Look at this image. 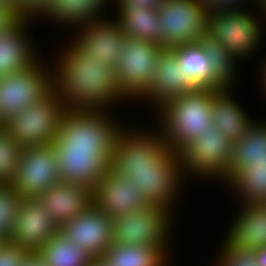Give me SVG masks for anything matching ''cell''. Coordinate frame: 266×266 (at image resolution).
I'll use <instances>...</instances> for the list:
<instances>
[{
    "instance_id": "obj_20",
    "label": "cell",
    "mask_w": 266,
    "mask_h": 266,
    "mask_svg": "<svg viewBox=\"0 0 266 266\" xmlns=\"http://www.w3.org/2000/svg\"><path fill=\"white\" fill-rule=\"evenodd\" d=\"M36 199L61 228L93 205V190L60 181Z\"/></svg>"
},
{
    "instance_id": "obj_45",
    "label": "cell",
    "mask_w": 266,
    "mask_h": 266,
    "mask_svg": "<svg viewBox=\"0 0 266 266\" xmlns=\"http://www.w3.org/2000/svg\"><path fill=\"white\" fill-rule=\"evenodd\" d=\"M259 2H260V6L262 5L263 6L262 8H265V11H266V0H259Z\"/></svg>"
},
{
    "instance_id": "obj_5",
    "label": "cell",
    "mask_w": 266,
    "mask_h": 266,
    "mask_svg": "<svg viewBox=\"0 0 266 266\" xmlns=\"http://www.w3.org/2000/svg\"><path fill=\"white\" fill-rule=\"evenodd\" d=\"M163 47L145 40L125 39L116 70L117 85L124 97L143 98L150 87Z\"/></svg>"
},
{
    "instance_id": "obj_15",
    "label": "cell",
    "mask_w": 266,
    "mask_h": 266,
    "mask_svg": "<svg viewBox=\"0 0 266 266\" xmlns=\"http://www.w3.org/2000/svg\"><path fill=\"white\" fill-rule=\"evenodd\" d=\"M59 231V226L36 198H23L9 241L30 254L37 253Z\"/></svg>"
},
{
    "instance_id": "obj_17",
    "label": "cell",
    "mask_w": 266,
    "mask_h": 266,
    "mask_svg": "<svg viewBox=\"0 0 266 266\" xmlns=\"http://www.w3.org/2000/svg\"><path fill=\"white\" fill-rule=\"evenodd\" d=\"M93 205L112 220L149 206L141 191L111 168L93 189Z\"/></svg>"
},
{
    "instance_id": "obj_38",
    "label": "cell",
    "mask_w": 266,
    "mask_h": 266,
    "mask_svg": "<svg viewBox=\"0 0 266 266\" xmlns=\"http://www.w3.org/2000/svg\"><path fill=\"white\" fill-rule=\"evenodd\" d=\"M119 7H128L134 5L135 8L142 9L144 7L158 10L164 0H116Z\"/></svg>"
},
{
    "instance_id": "obj_21",
    "label": "cell",
    "mask_w": 266,
    "mask_h": 266,
    "mask_svg": "<svg viewBox=\"0 0 266 266\" xmlns=\"http://www.w3.org/2000/svg\"><path fill=\"white\" fill-rule=\"evenodd\" d=\"M197 88L184 77L182 65L179 63L173 48H163L157 60L154 79L144 99H151L159 109L169 101L191 92ZM155 100V101H154Z\"/></svg>"
},
{
    "instance_id": "obj_19",
    "label": "cell",
    "mask_w": 266,
    "mask_h": 266,
    "mask_svg": "<svg viewBox=\"0 0 266 266\" xmlns=\"http://www.w3.org/2000/svg\"><path fill=\"white\" fill-rule=\"evenodd\" d=\"M222 179L238 190L243 202L266 203V155L233 153L228 173Z\"/></svg>"
},
{
    "instance_id": "obj_12",
    "label": "cell",
    "mask_w": 266,
    "mask_h": 266,
    "mask_svg": "<svg viewBox=\"0 0 266 266\" xmlns=\"http://www.w3.org/2000/svg\"><path fill=\"white\" fill-rule=\"evenodd\" d=\"M61 181L53 145L24 148L12 186L22 198H36Z\"/></svg>"
},
{
    "instance_id": "obj_39",
    "label": "cell",
    "mask_w": 266,
    "mask_h": 266,
    "mask_svg": "<svg viewBox=\"0 0 266 266\" xmlns=\"http://www.w3.org/2000/svg\"><path fill=\"white\" fill-rule=\"evenodd\" d=\"M17 18L8 9L0 6V34L7 30Z\"/></svg>"
},
{
    "instance_id": "obj_34",
    "label": "cell",
    "mask_w": 266,
    "mask_h": 266,
    "mask_svg": "<svg viewBox=\"0 0 266 266\" xmlns=\"http://www.w3.org/2000/svg\"><path fill=\"white\" fill-rule=\"evenodd\" d=\"M220 253L218 266H259L256 250L230 248L224 242Z\"/></svg>"
},
{
    "instance_id": "obj_2",
    "label": "cell",
    "mask_w": 266,
    "mask_h": 266,
    "mask_svg": "<svg viewBox=\"0 0 266 266\" xmlns=\"http://www.w3.org/2000/svg\"><path fill=\"white\" fill-rule=\"evenodd\" d=\"M214 88H199L186 92L159 109L162 136L173 151L201 136L212 120Z\"/></svg>"
},
{
    "instance_id": "obj_47",
    "label": "cell",
    "mask_w": 266,
    "mask_h": 266,
    "mask_svg": "<svg viewBox=\"0 0 266 266\" xmlns=\"http://www.w3.org/2000/svg\"><path fill=\"white\" fill-rule=\"evenodd\" d=\"M4 125V122L1 120V117H0V126Z\"/></svg>"
},
{
    "instance_id": "obj_33",
    "label": "cell",
    "mask_w": 266,
    "mask_h": 266,
    "mask_svg": "<svg viewBox=\"0 0 266 266\" xmlns=\"http://www.w3.org/2000/svg\"><path fill=\"white\" fill-rule=\"evenodd\" d=\"M233 153L244 156L266 155V125L253 124L246 135L233 143Z\"/></svg>"
},
{
    "instance_id": "obj_31",
    "label": "cell",
    "mask_w": 266,
    "mask_h": 266,
    "mask_svg": "<svg viewBox=\"0 0 266 266\" xmlns=\"http://www.w3.org/2000/svg\"><path fill=\"white\" fill-rule=\"evenodd\" d=\"M23 150L5 127L0 126V185H12Z\"/></svg>"
},
{
    "instance_id": "obj_46",
    "label": "cell",
    "mask_w": 266,
    "mask_h": 266,
    "mask_svg": "<svg viewBox=\"0 0 266 266\" xmlns=\"http://www.w3.org/2000/svg\"><path fill=\"white\" fill-rule=\"evenodd\" d=\"M6 240H4L3 238L0 237V247L4 244Z\"/></svg>"
},
{
    "instance_id": "obj_30",
    "label": "cell",
    "mask_w": 266,
    "mask_h": 266,
    "mask_svg": "<svg viewBox=\"0 0 266 266\" xmlns=\"http://www.w3.org/2000/svg\"><path fill=\"white\" fill-rule=\"evenodd\" d=\"M198 43L203 48L208 61L211 62L213 73L227 86H233L235 75V60L223 45L209 32H205Z\"/></svg>"
},
{
    "instance_id": "obj_43",
    "label": "cell",
    "mask_w": 266,
    "mask_h": 266,
    "mask_svg": "<svg viewBox=\"0 0 266 266\" xmlns=\"http://www.w3.org/2000/svg\"><path fill=\"white\" fill-rule=\"evenodd\" d=\"M89 266H108L100 258L94 259Z\"/></svg>"
},
{
    "instance_id": "obj_11",
    "label": "cell",
    "mask_w": 266,
    "mask_h": 266,
    "mask_svg": "<svg viewBox=\"0 0 266 266\" xmlns=\"http://www.w3.org/2000/svg\"><path fill=\"white\" fill-rule=\"evenodd\" d=\"M166 48L197 42L207 32L208 13L200 0H164L158 9Z\"/></svg>"
},
{
    "instance_id": "obj_26",
    "label": "cell",
    "mask_w": 266,
    "mask_h": 266,
    "mask_svg": "<svg viewBox=\"0 0 266 266\" xmlns=\"http://www.w3.org/2000/svg\"><path fill=\"white\" fill-rule=\"evenodd\" d=\"M179 63L183 67L184 77L197 89H225L227 86L213 73L211 62L197 42L174 46Z\"/></svg>"
},
{
    "instance_id": "obj_4",
    "label": "cell",
    "mask_w": 266,
    "mask_h": 266,
    "mask_svg": "<svg viewBox=\"0 0 266 266\" xmlns=\"http://www.w3.org/2000/svg\"><path fill=\"white\" fill-rule=\"evenodd\" d=\"M104 113L103 110H69L61 122L57 138L52 142L53 147L104 149L112 157L123 127L108 120L109 115Z\"/></svg>"
},
{
    "instance_id": "obj_24",
    "label": "cell",
    "mask_w": 266,
    "mask_h": 266,
    "mask_svg": "<svg viewBox=\"0 0 266 266\" xmlns=\"http://www.w3.org/2000/svg\"><path fill=\"white\" fill-rule=\"evenodd\" d=\"M229 87L213 91L212 120L214 127L233 143L242 139L254 124L244 109L230 97Z\"/></svg>"
},
{
    "instance_id": "obj_36",
    "label": "cell",
    "mask_w": 266,
    "mask_h": 266,
    "mask_svg": "<svg viewBox=\"0 0 266 266\" xmlns=\"http://www.w3.org/2000/svg\"><path fill=\"white\" fill-rule=\"evenodd\" d=\"M52 3L53 0H21L20 20H32L38 14V17L40 14L45 16Z\"/></svg>"
},
{
    "instance_id": "obj_35",
    "label": "cell",
    "mask_w": 266,
    "mask_h": 266,
    "mask_svg": "<svg viewBox=\"0 0 266 266\" xmlns=\"http://www.w3.org/2000/svg\"><path fill=\"white\" fill-rule=\"evenodd\" d=\"M30 253L10 241L0 247V266H22Z\"/></svg>"
},
{
    "instance_id": "obj_23",
    "label": "cell",
    "mask_w": 266,
    "mask_h": 266,
    "mask_svg": "<svg viewBox=\"0 0 266 266\" xmlns=\"http://www.w3.org/2000/svg\"><path fill=\"white\" fill-rule=\"evenodd\" d=\"M26 22L28 20H17L0 34V78L25 71L38 62L30 45L32 43L28 42L24 32Z\"/></svg>"
},
{
    "instance_id": "obj_25",
    "label": "cell",
    "mask_w": 266,
    "mask_h": 266,
    "mask_svg": "<svg viewBox=\"0 0 266 266\" xmlns=\"http://www.w3.org/2000/svg\"><path fill=\"white\" fill-rule=\"evenodd\" d=\"M116 21L123 27L127 38L145 40L166 48V36L159 21L158 10L149 8L117 7Z\"/></svg>"
},
{
    "instance_id": "obj_37",
    "label": "cell",
    "mask_w": 266,
    "mask_h": 266,
    "mask_svg": "<svg viewBox=\"0 0 266 266\" xmlns=\"http://www.w3.org/2000/svg\"><path fill=\"white\" fill-rule=\"evenodd\" d=\"M206 7L207 13H211L213 11H230V10H238V7H234V5L238 4L237 1L240 0H200ZM233 7V8H232ZM235 8V9H234Z\"/></svg>"
},
{
    "instance_id": "obj_28",
    "label": "cell",
    "mask_w": 266,
    "mask_h": 266,
    "mask_svg": "<svg viewBox=\"0 0 266 266\" xmlns=\"http://www.w3.org/2000/svg\"><path fill=\"white\" fill-rule=\"evenodd\" d=\"M37 254L47 266H89L94 260L61 231L49 239Z\"/></svg>"
},
{
    "instance_id": "obj_8",
    "label": "cell",
    "mask_w": 266,
    "mask_h": 266,
    "mask_svg": "<svg viewBox=\"0 0 266 266\" xmlns=\"http://www.w3.org/2000/svg\"><path fill=\"white\" fill-rule=\"evenodd\" d=\"M127 132L122 129L118 135L110 161V168L121 176L130 170L154 169L173 151L161 132Z\"/></svg>"
},
{
    "instance_id": "obj_41",
    "label": "cell",
    "mask_w": 266,
    "mask_h": 266,
    "mask_svg": "<svg viewBox=\"0 0 266 266\" xmlns=\"http://www.w3.org/2000/svg\"><path fill=\"white\" fill-rule=\"evenodd\" d=\"M22 266H47L37 253H31Z\"/></svg>"
},
{
    "instance_id": "obj_3",
    "label": "cell",
    "mask_w": 266,
    "mask_h": 266,
    "mask_svg": "<svg viewBox=\"0 0 266 266\" xmlns=\"http://www.w3.org/2000/svg\"><path fill=\"white\" fill-rule=\"evenodd\" d=\"M68 111L62 99L52 92L10 117L3 126L22 148L51 145Z\"/></svg>"
},
{
    "instance_id": "obj_29",
    "label": "cell",
    "mask_w": 266,
    "mask_h": 266,
    "mask_svg": "<svg viewBox=\"0 0 266 266\" xmlns=\"http://www.w3.org/2000/svg\"><path fill=\"white\" fill-rule=\"evenodd\" d=\"M106 2L108 0H53L46 15L56 22H62L63 25L76 23L82 26L89 21L97 20V14H100Z\"/></svg>"
},
{
    "instance_id": "obj_9",
    "label": "cell",
    "mask_w": 266,
    "mask_h": 266,
    "mask_svg": "<svg viewBox=\"0 0 266 266\" xmlns=\"http://www.w3.org/2000/svg\"><path fill=\"white\" fill-rule=\"evenodd\" d=\"M169 211L157 206L129 212L113 220V243L155 245L164 249L171 229ZM169 230V231H168ZM168 236V237H167ZM166 241V242H165Z\"/></svg>"
},
{
    "instance_id": "obj_1",
    "label": "cell",
    "mask_w": 266,
    "mask_h": 266,
    "mask_svg": "<svg viewBox=\"0 0 266 266\" xmlns=\"http://www.w3.org/2000/svg\"><path fill=\"white\" fill-rule=\"evenodd\" d=\"M58 59L52 74L53 92L69 110H103L109 103L122 99L116 70L104 61L96 62L76 40ZM122 97V98H121Z\"/></svg>"
},
{
    "instance_id": "obj_18",
    "label": "cell",
    "mask_w": 266,
    "mask_h": 266,
    "mask_svg": "<svg viewBox=\"0 0 266 266\" xmlns=\"http://www.w3.org/2000/svg\"><path fill=\"white\" fill-rule=\"evenodd\" d=\"M82 25V33L76 41L96 59L104 61L114 69L120 53L125 50L127 38L123 27L116 21H107L100 18Z\"/></svg>"
},
{
    "instance_id": "obj_32",
    "label": "cell",
    "mask_w": 266,
    "mask_h": 266,
    "mask_svg": "<svg viewBox=\"0 0 266 266\" xmlns=\"http://www.w3.org/2000/svg\"><path fill=\"white\" fill-rule=\"evenodd\" d=\"M23 198L12 185H0V237L10 240Z\"/></svg>"
},
{
    "instance_id": "obj_10",
    "label": "cell",
    "mask_w": 266,
    "mask_h": 266,
    "mask_svg": "<svg viewBox=\"0 0 266 266\" xmlns=\"http://www.w3.org/2000/svg\"><path fill=\"white\" fill-rule=\"evenodd\" d=\"M254 15L241 10L213 11L208 14L209 32L234 60L248 57L260 41V27Z\"/></svg>"
},
{
    "instance_id": "obj_44",
    "label": "cell",
    "mask_w": 266,
    "mask_h": 266,
    "mask_svg": "<svg viewBox=\"0 0 266 266\" xmlns=\"http://www.w3.org/2000/svg\"><path fill=\"white\" fill-rule=\"evenodd\" d=\"M262 74H264V76L262 75V78H264L262 79L263 80L262 82H264L263 85H264V88L266 89V63L264 65V71Z\"/></svg>"
},
{
    "instance_id": "obj_6",
    "label": "cell",
    "mask_w": 266,
    "mask_h": 266,
    "mask_svg": "<svg viewBox=\"0 0 266 266\" xmlns=\"http://www.w3.org/2000/svg\"><path fill=\"white\" fill-rule=\"evenodd\" d=\"M178 154L183 172L223 178L232 160L233 142L218 131L212 121L201 136L186 144Z\"/></svg>"
},
{
    "instance_id": "obj_40",
    "label": "cell",
    "mask_w": 266,
    "mask_h": 266,
    "mask_svg": "<svg viewBox=\"0 0 266 266\" xmlns=\"http://www.w3.org/2000/svg\"><path fill=\"white\" fill-rule=\"evenodd\" d=\"M0 6L8 9L17 20H20L21 0H0Z\"/></svg>"
},
{
    "instance_id": "obj_27",
    "label": "cell",
    "mask_w": 266,
    "mask_h": 266,
    "mask_svg": "<svg viewBox=\"0 0 266 266\" xmlns=\"http://www.w3.org/2000/svg\"><path fill=\"white\" fill-rule=\"evenodd\" d=\"M167 254L155 245L113 243L100 259L108 266H166Z\"/></svg>"
},
{
    "instance_id": "obj_13",
    "label": "cell",
    "mask_w": 266,
    "mask_h": 266,
    "mask_svg": "<svg viewBox=\"0 0 266 266\" xmlns=\"http://www.w3.org/2000/svg\"><path fill=\"white\" fill-rule=\"evenodd\" d=\"M179 154L172 151L154 169L130 170L124 177L139 189L150 206L162 207L170 212L175 195H178L180 174L183 172ZM179 184V185H178ZM177 192V193H176ZM171 205V206H170Z\"/></svg>"
},
{
    "instance_id": "obj_42",
    "label": "cell",
    "mask_w": 266,
    "mask_h": 266,
    "mask_svg": "<svg viewBox=\"0 0 266 266\" xmlns=\"http://www.w3.org/2000/svg\"><path fill=\"white\" fill-rule=\"evenodd\" d=\"M259 266H266V246L256 250Z\"/></svg>"
},
{
    "instance_id": "obj_14",
    "label": "cell",
    "mask_w": 266,
    "mask_h": 266,
    "mask_svg": "<svg viewBox=\"0 0 266 266\" xmlns=\"http://www.w3.org/2000/svg\"><path fill=\"white\" fill-rule=\"evenodd\" d=\"M62 182L92 190L110 168L111 156L104 149L54 148Z\"/></svg>"
},
{
    "instance_id": "obj_22",
    "label": "cell",
    "mask_w": 266,
    "mask_h": 266,
    "mask_svg": "<svg viewBox=\"0 0 266 266\" xmlns=\"http://www.w3.org/2000/svg\"><path fill=\"white\" fill-rule=\"evenodd\" d=\"M244 208L227 233L230 248L257 250L266 246V203H244Z\"/></svg>"
},
{
    "instance_id": "obj_16",
    "label": "cell",
    "mask_w": 266,
    "mask_h": 266,
    "mask_svg": "<svg viewBox=\"0 0 266 266\" xmlns=\"http://www.w3.org/2000/svg\"><path fill=\"white\" fill-rule=\"evenodd\" d=\"M60 231L94 259L101 258L113 244V220L94 205L64 224Z\"/></svg>"
},
{
    "instance_id": "obj_7",
    "label": "cell",
    "mask_w": 266,
    "mask_h": 266,
    "mask_svg": "<svg viewBox=\"0 0 266 266\" xmlns=\"http://www.w3.org/2000/svg\"><path fill=\"white\" fill-rule=\"evenodd\" d=\"M38 62L25 71L0 78V117L3 122L53 92L52 75Z\"/></svg>"
}]
</instances>
